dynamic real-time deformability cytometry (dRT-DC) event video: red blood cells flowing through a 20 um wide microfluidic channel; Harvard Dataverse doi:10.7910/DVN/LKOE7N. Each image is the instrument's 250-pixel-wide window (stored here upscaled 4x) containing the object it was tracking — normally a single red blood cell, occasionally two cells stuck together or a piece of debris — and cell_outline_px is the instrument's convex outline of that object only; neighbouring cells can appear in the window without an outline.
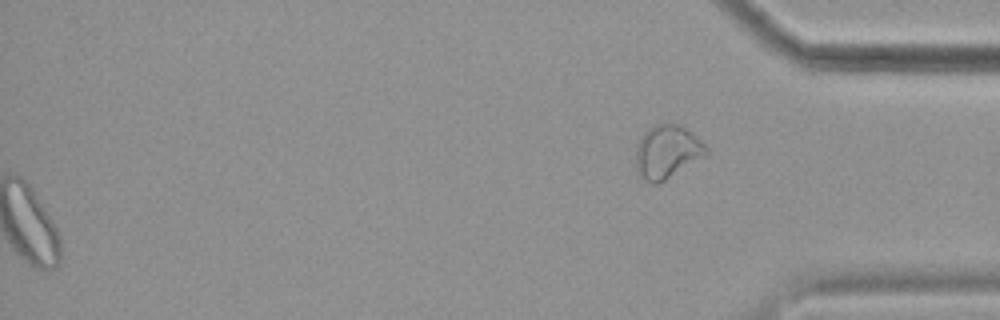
{"species": "common noctule bat (a hibernating species)", "species_latin": "Nyctalus noctula", "temperature_condition": "cold", "stored_images_in_passage": 56, "segment_of_instrument_passage": [2, 2], "camera_frame_rate_fps": 3000, "um_per_image_px": 0.085, "animal": {"sex": "female", "body_mass_g": 19.9}, "frame": {"image": 1, "passage_image": 56, "time_ms": 18.333, "image_size_px": [1000, 320], "cell_outline_px": [[708, 152], [704, 156], [664, 180], [656, 184], [652, 184], [636, 176], [636, 144], [640, 136], [648, 128], [656, 124], [680, 124], [692, 132], [708, 148]], "centroid_in_image_um": [56.65, 12.9], "position_along_channel_um": 378.5, "area_um2": 21.91}}